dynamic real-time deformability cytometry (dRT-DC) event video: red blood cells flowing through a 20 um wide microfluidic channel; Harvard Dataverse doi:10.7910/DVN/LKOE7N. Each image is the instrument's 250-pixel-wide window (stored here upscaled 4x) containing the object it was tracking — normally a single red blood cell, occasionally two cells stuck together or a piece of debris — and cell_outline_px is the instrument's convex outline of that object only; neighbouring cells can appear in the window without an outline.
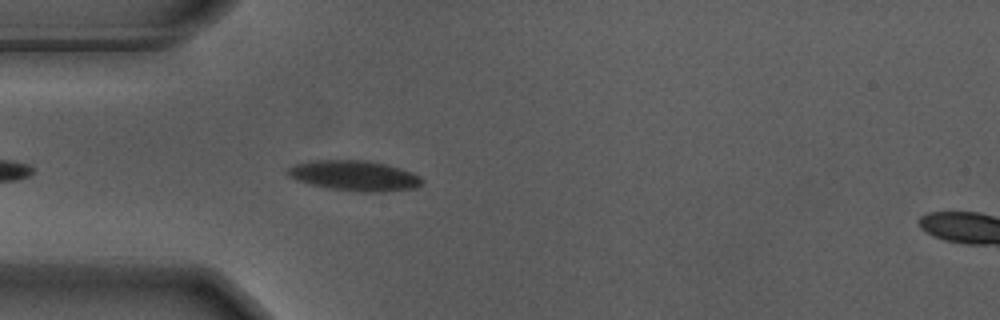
{"species": "Egyptian fruit bat (a non-hibernating species)", "species_latin": "Rousettus aegyptiacus", "temperature_condition": "warm", "stored_images_in_passage": 25, "camera_frame_rate_fps": 3000, "um_per_image_px": 0.085, "animal": {"sex": "male"}, "frame": {"image": 1, "passage_image": 4, "time_ms": 1.0, "image_size_px": [1000, 320], "cell_outline_px": [[424, 184], [416, 188], [384, 192], [356, 192], [328, 188], [312, 184], [288, 176], [288, 168], [296, 164], [312, 160], [368, 160], [400, 168], [412, 172], [420, 176], [424, 180]], "centroid_in_image_um": [30.21, 14.94], "position_along_channel_um": 54.8, "area_um2": 23.76}}
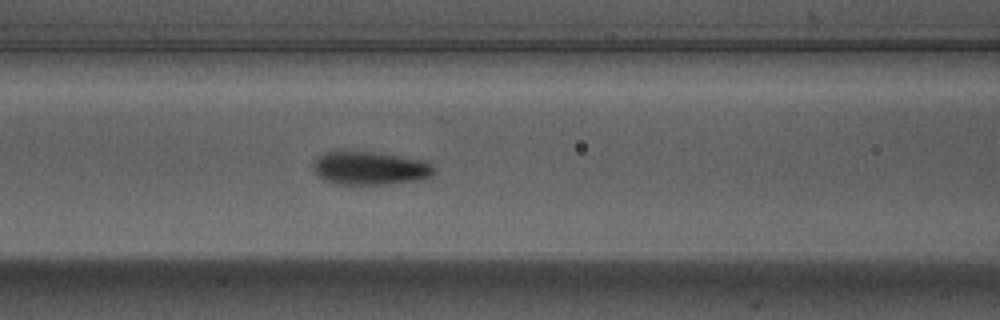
{"frame": {"image": 2, "passage_image": 11, "time_ms": 3.333, "image_size_px": [1000, 320], "cell_outline_px": [[436, 172], [428, 176], [416, 180], [384, 184], [336, 184], [324, 180], [316, 172], [312, 164], [316, 156], [324, 152], [368, 152], [424, 160], [432, 164], [436, 168]], "centroid_in_image_um": [31.43, 14.3], "position_along_channel_um": 135.2, "area_um2": 23.06}}
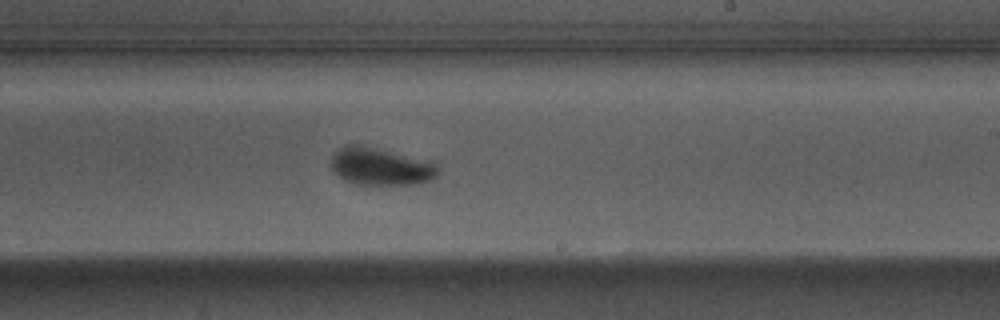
{"frame": {"image": 3, "passage_image": 21, "time_ms": 6.667, "image_size_px": [1000, 320], "cell_outline_px": [[440, 172], [432, 180], [420, 184], [352, 184], [344, 180], [332, 168], [332, 156], [336, 148], [344, 144], [364, 144], [436, 160], [440, 168]], "centroid_in_image_um": [32.45, 14.1], "position_along_channel_um": 256.6, "area_um2": 24.51}}